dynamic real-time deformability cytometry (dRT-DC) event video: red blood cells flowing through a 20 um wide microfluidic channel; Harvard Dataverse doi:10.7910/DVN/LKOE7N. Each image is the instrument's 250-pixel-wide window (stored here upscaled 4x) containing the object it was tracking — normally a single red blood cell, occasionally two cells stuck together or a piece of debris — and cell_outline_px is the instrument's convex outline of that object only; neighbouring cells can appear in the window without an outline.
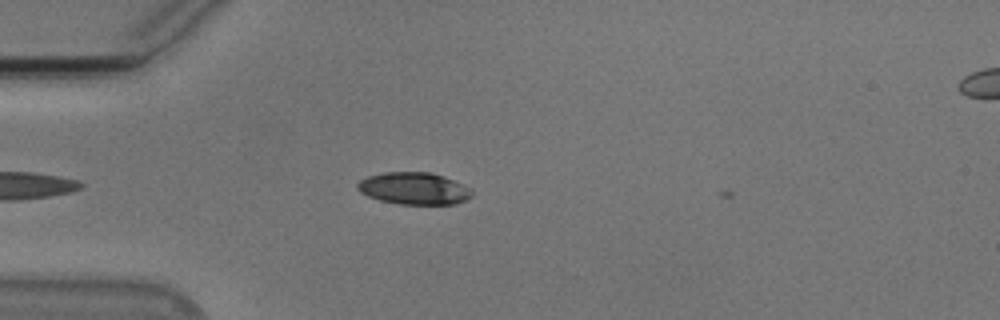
{"species": "Egyptian fruit bat (a non-hibernating species)", "species_latin": "Rousettus aegyptiacus", "temperature_condition": "cold", "stored_images_in_passage": 3, "camera_frame_rate_fps": 3000, "um_per_image_px": 0.085, "animal": {"sex": "male"}, "frame": {"image": 1, "passage_image": 2, "time_ms": 0.333, "image_size_px": [1000, 320], "cell_outline_px": [[472, 196], [456, 204], [400, 204], [380, 200], [368, 196], [360, 192], [356, 188], [356, 184], [360, 180], [368, 176], [384, 172], [432, 172], [444, 176], [464, 184], [472, 188]], "centroid_in_image_um": [35.2, 16.01], "position_along_channel_um": 49.8, "area_um2": 21.56}}